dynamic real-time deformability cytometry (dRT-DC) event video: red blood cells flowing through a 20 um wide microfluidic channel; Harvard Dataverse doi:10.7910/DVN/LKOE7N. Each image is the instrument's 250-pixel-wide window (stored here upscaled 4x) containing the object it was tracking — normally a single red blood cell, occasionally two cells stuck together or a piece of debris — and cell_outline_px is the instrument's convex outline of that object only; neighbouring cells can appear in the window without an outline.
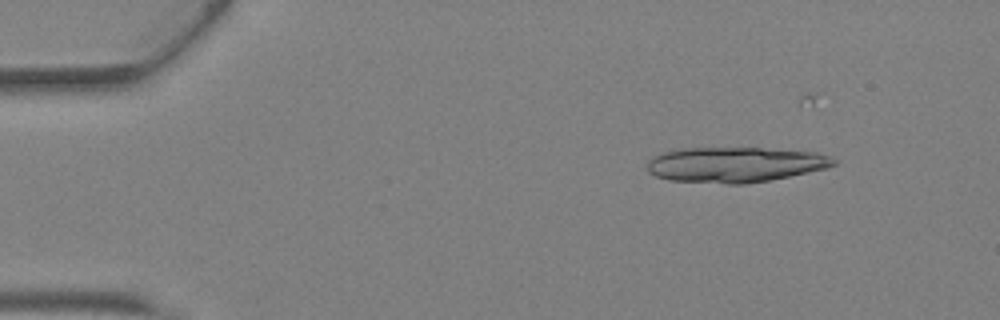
{"species": "Egyptian fruit bat (a non-hibernating species)", "species_latin": "Rousettus aegyptiacus", "temperature_condition": "warm", "stored_images_in_passage": 15, "camera_frame_rate_fps": 3000, "um_per_image_px": 0.085, "animal": {"sex": "female"}, "frame": {"image": 1, "passage_image": 6, "time_ms": 1.667, "image_size_px": [1000, 320], "cell_outline_px": [[836, 164], [828, 168], [768, 180], [744, 184], [724, 184], [668, 180], [656, 176], [648, 172], [648, 160], [664, 152], [684, 148], [760, 148], [816, 152], [828, 156], [836, 160]], "centroid_in_image_um": [62.47, 14.0], "position_along_channel_um": 22.5, "area_um2": 38.15}}